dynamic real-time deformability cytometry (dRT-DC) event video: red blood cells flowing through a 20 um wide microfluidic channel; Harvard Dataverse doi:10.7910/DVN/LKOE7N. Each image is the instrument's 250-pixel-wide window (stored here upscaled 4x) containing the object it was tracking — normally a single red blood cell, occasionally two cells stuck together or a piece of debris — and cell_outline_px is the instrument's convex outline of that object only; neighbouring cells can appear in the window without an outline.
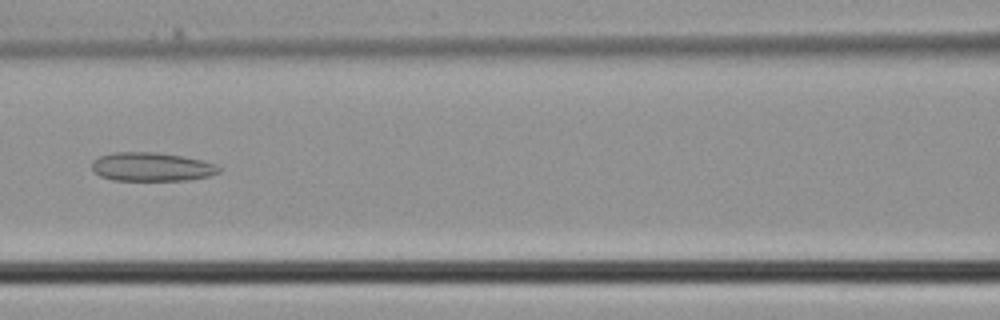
{"species": "common noctule bat (a hibernating species)", "species_latin": "Nyctalus noctula", "temperature_condition": "cold", "stored_images_in_passage": 35, "camera_frame_rate_fps": 3000, "um_per_image_px": 0.085, "animal": {"sex": "male", "body_mass_g": 21.5, "forearm_length_mm": 52.0}, "frame": {"image": 1, "passage_image": 17, "time_ms": 5.333, "image_size_px": [1000, 320], "cell_outline_px": [[220, 172], [208, 176], [188, 180], [112, 180], [100, 176], [92, 168], [92, 160], [100, 156], [116, 152], [156, 152], [180, 156], [200, 160], [216, 164], [220, 168]], "centroid_in_image_um": [12.87, 14.18], "position_along_channel_um": 153.7, "area_um2": 21.1}}
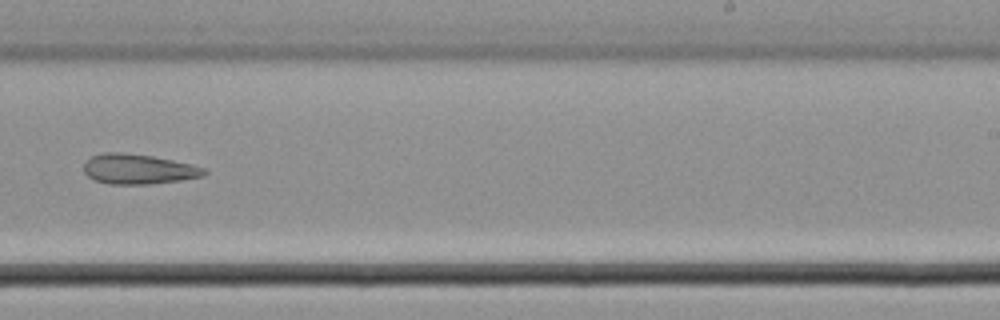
{"frame": {"image": 2, "passage_image": 24, "time_ms": 7.667, "image_size_px": [1000, 320], "cell_outline_px": [[208, 172], [204, 176], [180, 180], [148, 184], [108, 184], [96, 180], [88, 176], [84, 172], [84, 160], [92, 156], [104, 152], [120, 152], [152, 156], [192, 164], [204, 168]], "centroid_in_image_um": [11.74, 14.37], "position_along_channel_um": 277.3, "area_um2": 21.04}}
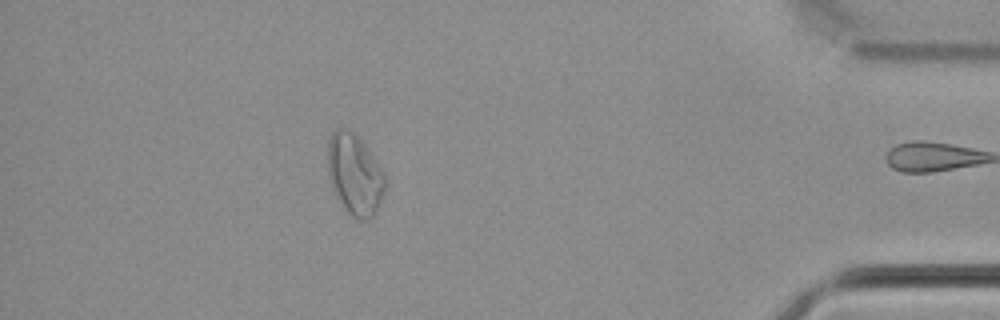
{"frame": {"image": 3, "passage_image": 34, "time_ms": 11.0, "image_size_px": [1000, 320], "cell_outline_px": [[384, 192], [380, 204], [372, 216], [364, 220], [360, 220], [352, 216], [344, 208], [336, 196], [328, 176], [328, 140], [332, 132], [336, 128], [344, 128], [352, 132], [364, 144], [376, 160], [384, 172]], "centroid_in_image_um": [30.14, 14.83], "position_along_channel_um": 405.1, "area_um2": 26.76}}